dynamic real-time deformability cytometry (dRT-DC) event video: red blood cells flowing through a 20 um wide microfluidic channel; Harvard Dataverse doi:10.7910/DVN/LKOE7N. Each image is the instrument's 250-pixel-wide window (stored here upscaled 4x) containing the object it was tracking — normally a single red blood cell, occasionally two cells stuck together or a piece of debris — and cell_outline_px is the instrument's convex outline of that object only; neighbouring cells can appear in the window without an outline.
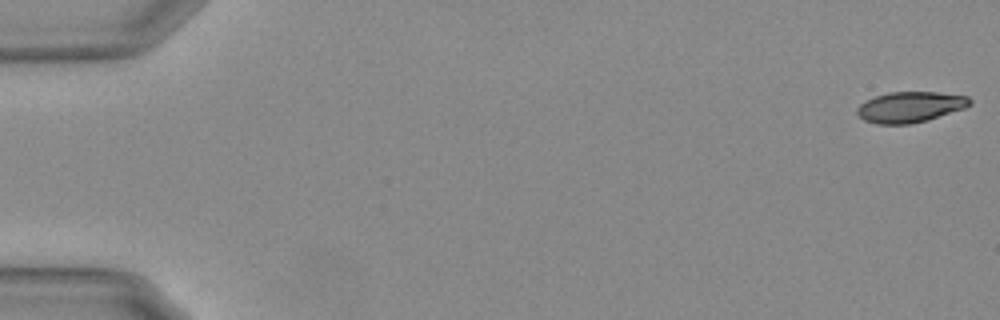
{"species": "Egyptian fruit bat (a non-hibernating species)", "species_latin": "Rousettus aegyptiacus", "temperature_condition": "warm", "stored_images_in_passage": 56, "camera_frame_rate_fps": 3000, "um_per_image_px": 0.085, "animal": {"sex": "female"}, "frame": {"image": 1, "passage_image": 1, "time_ms": 0.0, "image_size_px": [1000, 320], "cell_outline_px": [[972, 104], [964, 108], [928, 120], [912, 124], [880, 124], [864, 120], [856, 112], [856, 108], [860, 104], [876, 96], [888, 92], [936, 92], [968, 96], [972, 100]], "centroid_in_image_um": [77.38, 9.09], "position_along_channel_um": 7.6, "area_um2": 20.11}}
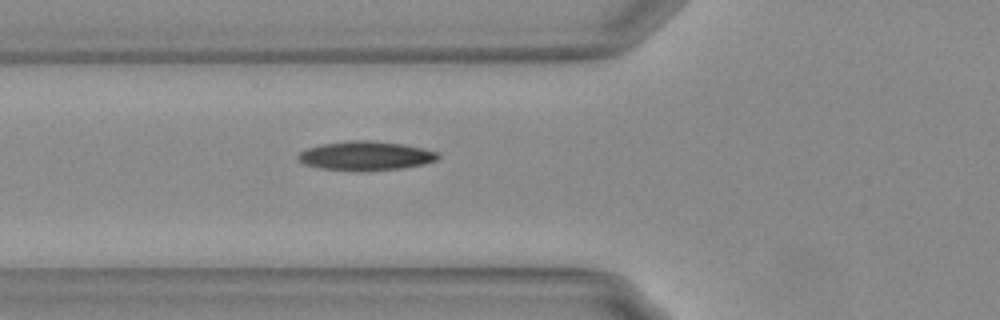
{"frame": {"image": 2, "passage_image": 21, "time_ms": 6.667, "image_size_px": [1000, 320], "cell_outline_px": [[440, 156], [436, 160], [420, 164], [400, 168], [364, 172], [360, 172], [320, 168], [304, 164], [296, 156], [300, 152], [308, 148], [320, 144], [352, 140], [368, 140], [404, 144], [424, 148], [436, 152]], "centroid_in_image_um": [31.05, 13.25], "position_along_channel_um": 94.7, "area_um2": 23.76}}
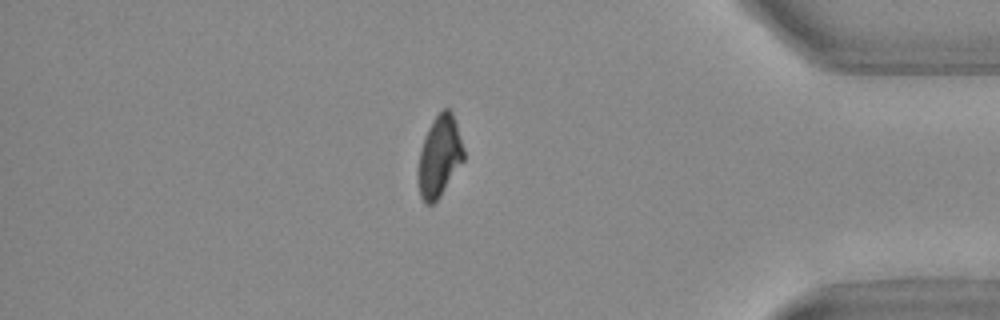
{"frame": {"image": 3, "passage_image": 48, "time_ms": 15.667, "image_size_px": [1000, 320], "cell_outline_px": [[464, 160], [440, 196], [432, 204], [424, 204], [420, 196], [420, 152], [424, 136], [432, 120], [444, 108], [448, 108], [452, 112], [464, 148]], "centroid_in_image_um": [37.38, 13.27], "position_along_channel_um": 397.8, "area_um2": 20.98}, "authors_computed_cell_mechanics": {"area_um2": 22.1374, "velocity_mm_per_s": 3.7079, "shape_relaxation_time_tau1_ms": 7.6514, "shape_relaxation_time_tau2_ms": 3.4969, "deformation_change_tau1": 0.2219, "deformation_change_tau2": 0.0695}}